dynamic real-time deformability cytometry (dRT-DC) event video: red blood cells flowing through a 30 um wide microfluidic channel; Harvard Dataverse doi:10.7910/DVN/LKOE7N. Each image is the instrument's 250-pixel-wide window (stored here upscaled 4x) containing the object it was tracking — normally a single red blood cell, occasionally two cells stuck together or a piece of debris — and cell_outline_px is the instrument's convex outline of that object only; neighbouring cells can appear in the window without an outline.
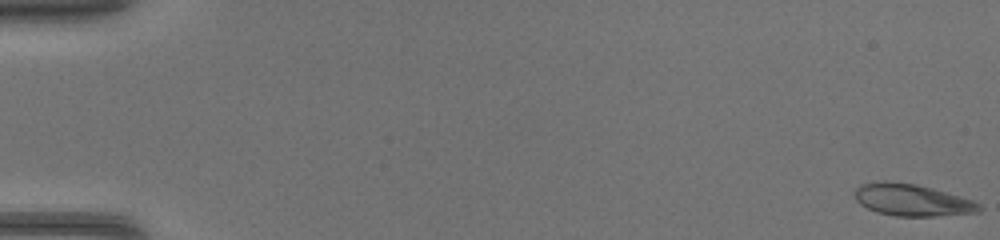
{"species": "common noctule bat (a hibernating species)", "species_latin": "Nyctalus noctula", "temperature_condition": "warm", "stored_images_in_passage": 5, "camera_frame_rate_fps": 3000, "um_per_image_px": 0.085, "animal": {"sex": "female", "body_mass_g": 17.0, "forearm_length_mm": 48.0}, "frame": {"image": 1, "passage_image": 1, "time_ms": 0.0, "image_size_px": [1000, 240], "cell_outline_px": [[980, 212], [932, 216], [896, 216], [876, 212], [860, 204], [856, 200], [856, 188], [860, 184], [884, 180], [916, 184], [932, 188], [972, 200], [980, 204]], "centroid_in_image_um": [77.5, 17.0], "position_along_channel_um": 7.5, "area_um2": 22.95}}